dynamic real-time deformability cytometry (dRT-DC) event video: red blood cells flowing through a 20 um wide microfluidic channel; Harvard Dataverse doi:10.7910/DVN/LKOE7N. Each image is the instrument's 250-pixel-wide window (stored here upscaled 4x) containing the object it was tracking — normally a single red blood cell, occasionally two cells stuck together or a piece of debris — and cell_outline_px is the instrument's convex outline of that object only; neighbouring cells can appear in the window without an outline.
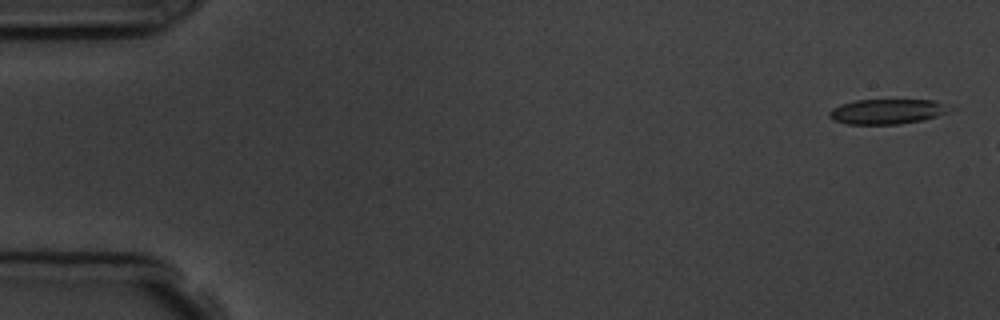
{"species": "common noctule bat (a hibernating species)", "species_latin": "Nyctalus noctula", "temperature_condition": "room temperature", "stored_images_in_passage": 3, "camera_frame_rate_fps": 3000, "um_per_image_px": 0.085, "animal": {"sex": "male", "body_mass_g": 19.5, "forearm_length_mm": 54.6}, "frame": {"image": 1, "passage_image": 1, "time_ms": 0.0, "image_size_px": [1000, 320], "cell_outline_px": [[948, 112], [924, 120], [900, 124], [844, 124], [832, 120], [828, 116], [828, 112], [832, 108], [840, 104], [856, 100], [932, 100], [948, 108]], "centroid_in_image_um": [75.28, 9.49], "position_along_channel_um": 9.7, "area_um2": 17.4}}